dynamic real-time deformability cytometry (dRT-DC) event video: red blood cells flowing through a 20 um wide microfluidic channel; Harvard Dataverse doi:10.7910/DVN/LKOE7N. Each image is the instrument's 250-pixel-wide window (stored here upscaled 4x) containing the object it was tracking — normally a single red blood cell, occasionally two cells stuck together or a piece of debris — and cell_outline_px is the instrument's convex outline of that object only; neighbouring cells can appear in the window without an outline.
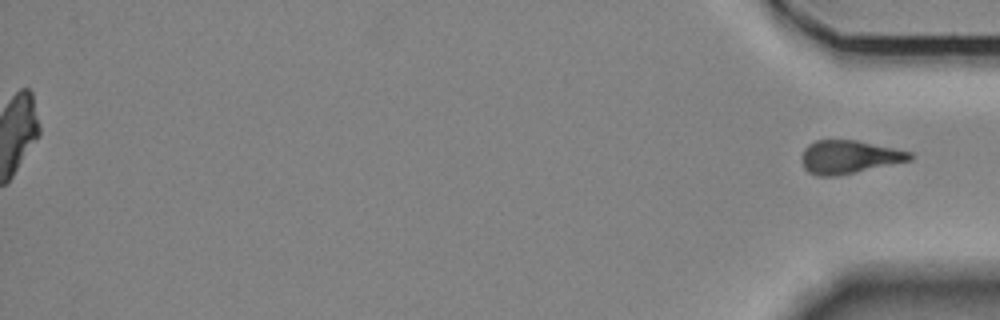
{"species": "Egyptian fruit bat (a non-hibernating species)", "species_latin": "Rousettus aegyptiacus", "temperature_condition": "room temperature", "stored_images_in_passage": 41, "segment_of_instrument_passage": [2, 2], "camera_frame_rate_fps": 3000, "um_per_image_px": 0.085, "animal": {"sex": "female"}, "frame": {"image": 1, "passage_image": 41, "time_ms": 13.333, "image_size_px": [1000, 320], "cell_outline_px": [[916, 156], [912, 160], [840, 176], [816, 176], [808, 172], [804, 168], [800, 160], [800, 156], [804, 148], [808, 144], [816, 140], [856, 140], [912, 152]], "centroid_in_image_um": [72.16, 13.35], "position_along_channel_um": 363.0, "area_um2": 21.39}}